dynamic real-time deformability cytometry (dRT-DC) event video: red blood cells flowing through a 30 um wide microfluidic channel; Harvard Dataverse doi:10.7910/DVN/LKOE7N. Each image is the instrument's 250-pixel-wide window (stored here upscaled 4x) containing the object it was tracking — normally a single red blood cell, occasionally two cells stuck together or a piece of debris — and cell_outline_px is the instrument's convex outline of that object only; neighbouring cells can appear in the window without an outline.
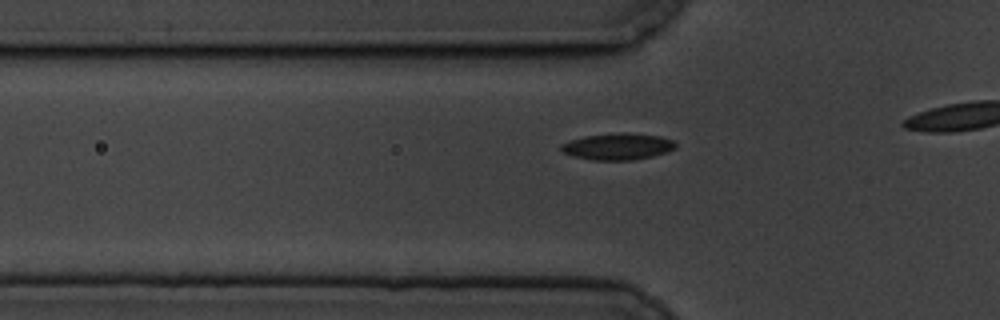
{"species": "common noctule bat (a hibernating species)", "species_latin": "Nyctalus noctula", "temperature_condition": "cold", "stored_images_in_passage": 9, "camera_frame_rate_fps": 3000, "um_per_image_px": 0.085, "animal": {"sex": "male", "body_mass_g": 19.5, "forearm_length_mm": 54.6}, "frame": {"image": 1, "passage_image": 2, "time_ms": 0.333, "image_size_px": [1000, 320], "cell_outline_px": [[676, 148], [668, 152], [652, 156], [632, 160], [592, 160], [572, 156], [564, 152], [560, 148], [560, 144], [584, 136], [620, 132], [628, 132], [660, 136], [672, 140], [676, 144]], "centroid_in_image_um": [52.52, 12.45], "position_along_channel_um": 73.3, "area_um2": 17.8}}
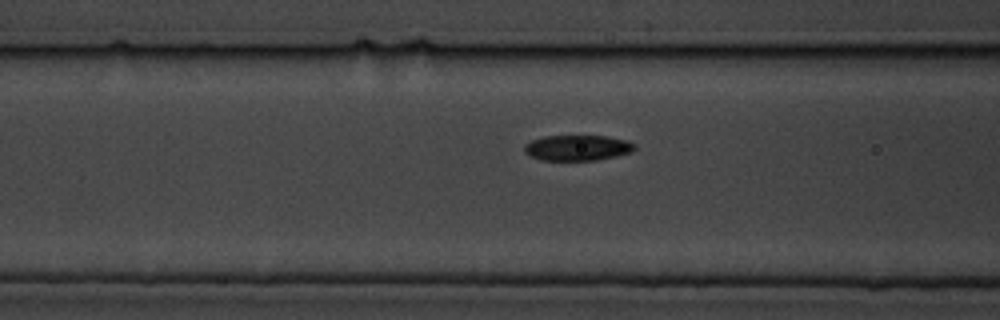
{"frame": {"image": 2, "passage_image": 6, "time_ms": 1.667, "image_size_px": [1000, 320], "cell_outline_px": [[636, 148], [632, 152], [616, 156], [596, 160], [540, 160], [524, 152], [524, 144], [532, 140], [544, 136], [608, 136], [628, 140], [636, 144]], "centroid_in_image_um": [49.11, 12.56], "position_along_channel_um": 117.5, "area_um2": 16.53}}